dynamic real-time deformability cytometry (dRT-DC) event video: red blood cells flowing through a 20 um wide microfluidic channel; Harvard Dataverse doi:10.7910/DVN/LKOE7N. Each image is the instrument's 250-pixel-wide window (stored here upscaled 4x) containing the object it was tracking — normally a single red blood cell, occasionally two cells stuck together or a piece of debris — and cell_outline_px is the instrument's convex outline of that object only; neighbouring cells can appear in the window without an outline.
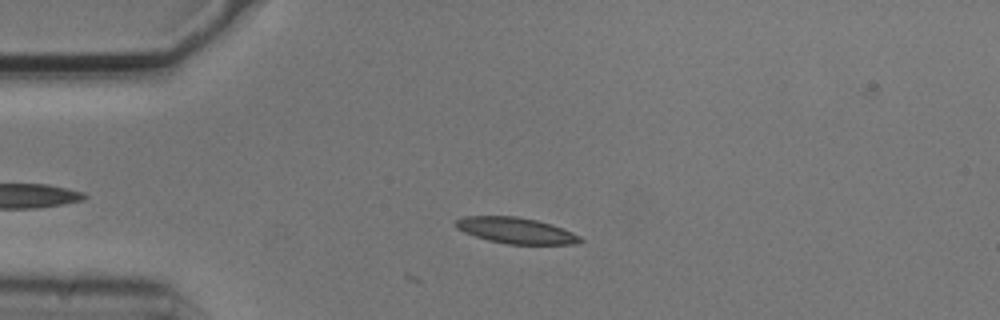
{"species": "common noctule bat (a hibernating species)", "species_latin": "Nyctalus noctula", "temperature_condition": "cold", "stored_images_in_passage": 8, "camera_frame_rate_fps": 3000, "um_per_image_px": 0.085, "animal": {"sex": "male", "body_mass_g": 20.5, "forearm_length_mm": 52.5}, "frame": {"image": 1, "passage_image": 3, "time_ms": 0.667, "image_size_px": [1000, 320], "cell_outline_px": [[584, 240], [572, 244], [508, 244], [488, 240], [464, 232], [456, 228], [456, 220], [464, 216], [516, 216], [536, 220], [552, 224], [572, 232], [580, 236]], "centroid_in_image_um": [43.85, 19.59], "position_along_channel_um": 41.1, "area_um2": 18.73}}